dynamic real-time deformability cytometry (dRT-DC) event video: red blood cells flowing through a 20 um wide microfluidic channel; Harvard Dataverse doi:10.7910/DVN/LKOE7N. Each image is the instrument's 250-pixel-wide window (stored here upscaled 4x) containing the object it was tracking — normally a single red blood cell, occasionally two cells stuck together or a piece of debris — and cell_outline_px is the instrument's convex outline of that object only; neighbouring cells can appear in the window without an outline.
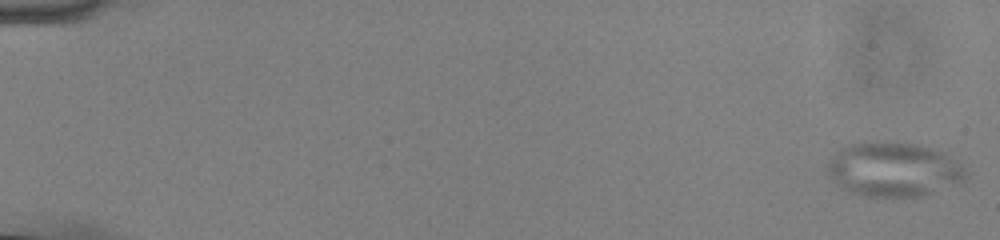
{"species": "common noctule bat (a hibernating species)", "species_latin": "Nyctalus noctula", "temperature_condition": "cold", "stored_images_in_passage": 56, "camera_frame_rate_fps": 3000, "um_per_image_px": 0.085, "animal": {"sex": "male", "body_mass_g": 13.0, "forearm_length_mm": 53.1}, "frame": {"image": 1, "passage_image": 1, "time_ms": 0.0, "image_size_px": [1000, 240], "cell_outline_px": [[968, 176], [960, 184], [924, 196], [864, 196], [840, 188], [836, 184], [828, 172], [828, 164], [832, 156], [840, 148], [848, 144], [876, 140], [888, 140], [916, 144], [932, 148], [948, 156], [960, 164], [968, 172]], "centroid_in_image_um": [75.97, 14.39], "position_along_channel_um": 9.0, "area_um2": 44.27}}
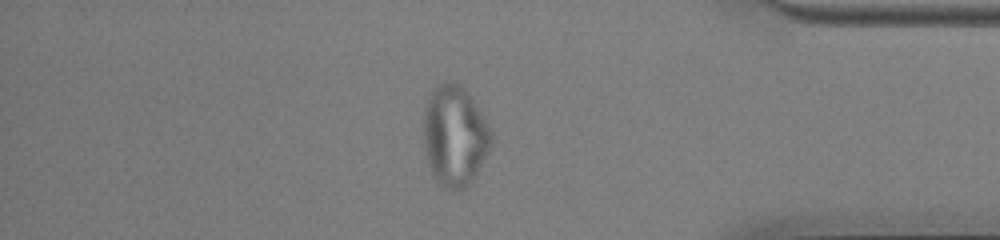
{"frame": {"image": 2, "passage_image": 48, "time_ms": 15.667, "image_size_px": [1000, 240], "cell_outline_px": [[492, 144], [476, 176], [468, 188], [460, 192], [456, 192], [440, 188], [428, 164], [424, 152], [424, 108], [428, 92], [432, 88], [444, 80], [448, 80], [460, 84], [468, 92], [488, 124], [492, 132]], "centroid_in_image_um": [38.63, 11.57], "position_along_channel_um": 396.6, "area_um2": 40.75}}